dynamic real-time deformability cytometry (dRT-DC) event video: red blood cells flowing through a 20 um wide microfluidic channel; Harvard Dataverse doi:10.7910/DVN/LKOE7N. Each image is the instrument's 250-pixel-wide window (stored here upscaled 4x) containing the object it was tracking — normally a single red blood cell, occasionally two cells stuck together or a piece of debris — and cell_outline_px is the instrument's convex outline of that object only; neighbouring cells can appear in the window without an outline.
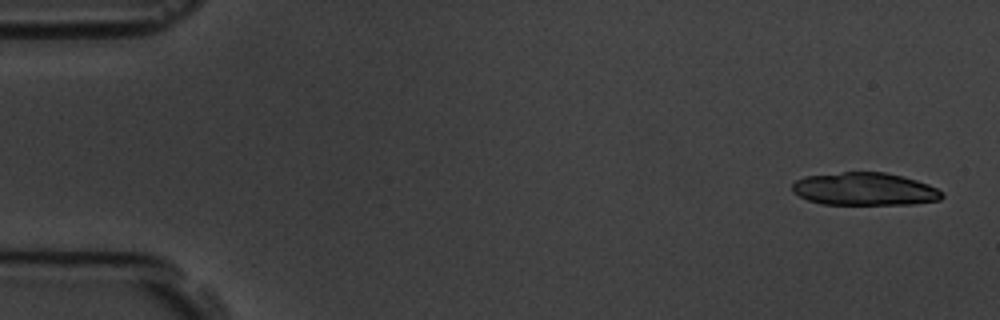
{"species": "common noctule bat (a hibernating species)", "species_latin": "Nyctalus noctula", "temperature_condition": "room temperature", "stored_images_in_passage": 5, "camera_frame_rate_fps": 3000, "um_per_image_px": 0.085, "animal": {"sex": "male", "body_mass_g": 19.5, "forearm_length_mm": 54.6}, "frame": {"image": 1, "passage_image": 1, "time_ms": 0.0, "image_size_px": [1000, 320], "cell_outline_px": [[944, 196], [940, 200], [912, 204], [824, 204], [808, 200], [792, 192], [792, 184], [796, 180], [804, 176], [844, 172], [884, 172], [916, 180], [928, 184], [936, 188]], "centroid_in_image_um": [73.47, 16.07], "position_along_channel_um": 11.5, "area_um2": 28.44}}